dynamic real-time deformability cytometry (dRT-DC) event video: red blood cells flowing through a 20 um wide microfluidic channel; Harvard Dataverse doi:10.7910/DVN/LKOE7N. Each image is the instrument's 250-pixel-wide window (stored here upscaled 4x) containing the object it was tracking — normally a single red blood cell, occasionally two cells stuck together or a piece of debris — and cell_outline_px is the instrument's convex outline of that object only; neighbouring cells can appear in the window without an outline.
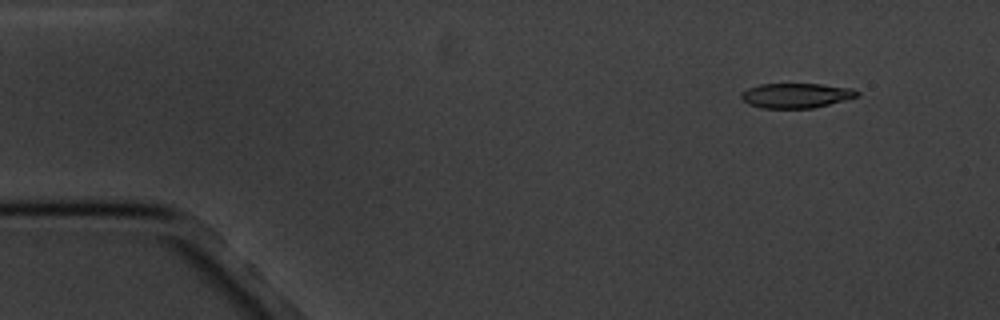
{"species": "common noctule bat (a hibernating species)", "species_latin": "Nyctalus noctula", "temperature_condition": "cold", "stored_images_in_passage": 4, "camera_frame_rate_fps": 3000, "um_per_image_px": 0.085, "animal": {"sex": "male", "body_mass_g": 20.1, "forearm_length_mm": 53.5}, "frame": {"image": 1, "passage_image": 1, "time_ms": 0.0, "image_size_px": [1000, 320], "cell_outline_px": [[860, 96], [812, 108], [760, 108], [748, 104], [740, 96], [740, 92], [748, 88], [760, 84], [820, 84], [852, 88], [860, 92]], "centroid_in_image_um": [67.66, 8.11], "position_along_channel_um": 17.3, "area_um2": 16.76}}
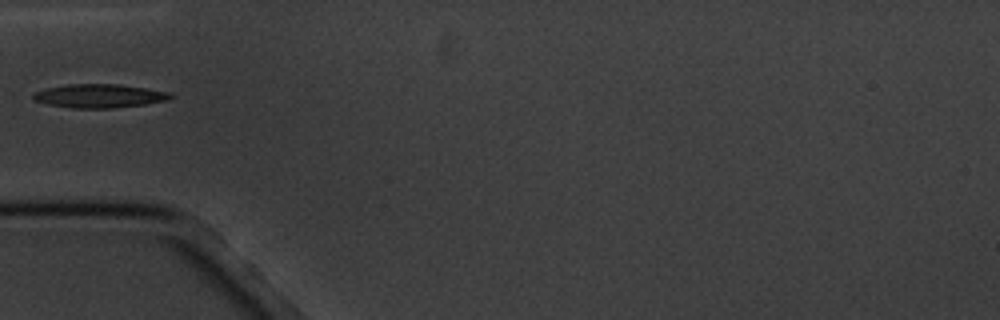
{"frame": {"image": 2, "passage_image": 4, "time_ms": 4.333, "image_size_px": [1000, 320], "cell_outline_px": [[172, 96], [164, 100], [144, 104], [112, 108], [72, 108], [44, 104], [32, 100], [32, 92], [48, 88], [68, 84], [120, 84], [168, 92]], "centroid_in_image_um": [8.32, 8.15], "position_along_channel_um": 76.7, "area_um2": 18.79}}